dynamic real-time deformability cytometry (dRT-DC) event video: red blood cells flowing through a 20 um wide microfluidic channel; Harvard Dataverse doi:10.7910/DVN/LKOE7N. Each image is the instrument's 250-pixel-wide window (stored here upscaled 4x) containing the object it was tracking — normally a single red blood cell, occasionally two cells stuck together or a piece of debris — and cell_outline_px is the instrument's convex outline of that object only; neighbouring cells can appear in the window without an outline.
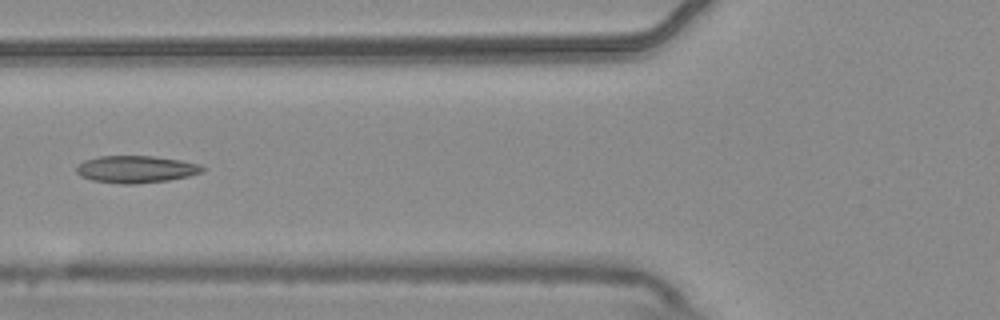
{"species": "common noctule bat (a hibernating species)", "species_latin": "Nyctalus noctula", "temperature_condition": "warm", "stored_images_in_passage": 7, "camera_frame_rate_fps": 3000, "um_per_image_px": 0.085, "animal": {"sex": "male", "body_mass_g": 20.4}, "frame": {"image": 1, "passage_image": 7, "time_ms": 2.0, "image_size_px": [1000, 320], "cell_outline_px": [[204, 172], [188, 176], [168, 180], [136, 184], [120, 184], [92, 180], [80, 176], [76, 172], [76, 164], [84, 160], [100, 156], [152, 156], [180, 160], [200, 164], [204, 168]], "centroid_in_image_um": [11.53, 14.39], "position_along_channel_um": 114.3, "area_um2": 20.06}}